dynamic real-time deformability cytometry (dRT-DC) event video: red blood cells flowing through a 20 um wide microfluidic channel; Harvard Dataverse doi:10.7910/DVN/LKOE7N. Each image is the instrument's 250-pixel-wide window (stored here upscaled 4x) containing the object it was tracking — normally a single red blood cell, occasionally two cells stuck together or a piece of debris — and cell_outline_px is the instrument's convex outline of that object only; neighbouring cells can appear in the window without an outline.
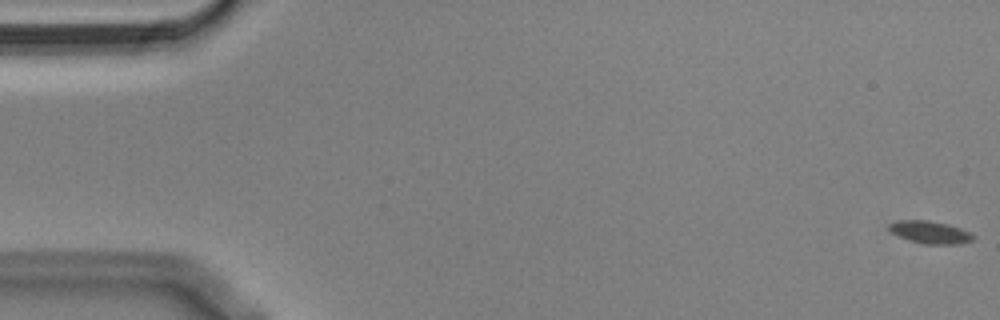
{"species": "Egyptian fruit bat (a non-hibernating species)", "species_latin": "Rousettus aegyptiacus", "temperature_condition": "cold", "stored_images_in_passage": 57, "camera_frame_rate_fps": 3000, "um_per_image_px": 0.085, "animal": {"sex": "male"}, "frame": {"image": 1, "passage_image": 1, "time_ms": 0.0, "image_size_px": [1000, 320], "cell_outline_px": [[976, 236], [972, 240], [960, 244], [924, 244], [908, 240], [892, 232], [888, 228], [888, 224], [900, 220], [928, 220], [948, 224], [960, 228]], "centroid_in_image_um": [79.06, 19.74], "position_along_channel_um": 5.9, "area_um2": 10.98}}
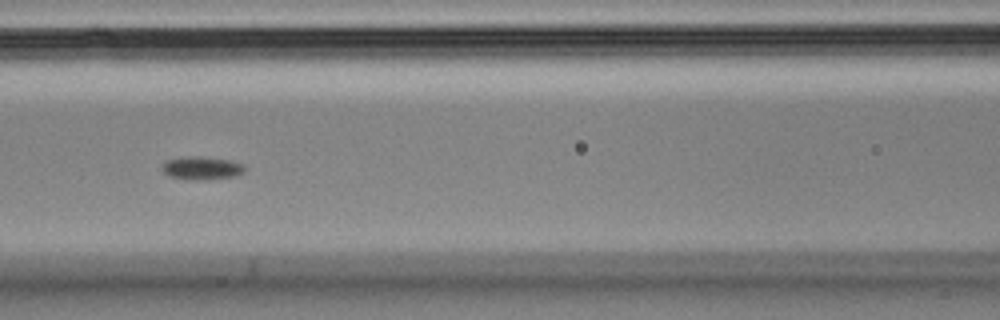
{"frame": {"image": 2, "passage_image": 25, "time_ms": 8.0, "image_size_px": [1000, 320], "cell_outline_px": [[244, 172], [236, 176], [208, 180], [188, 180], [168, 176], [160, 168], [160, 164], [168, 160], [184, 156], [200, 156], [228, 160], [244, 164]], "centroid_in_image_um": [17.11, 14.29], "position_along_channel_um": 149.5, "area_um2": 11.39}}
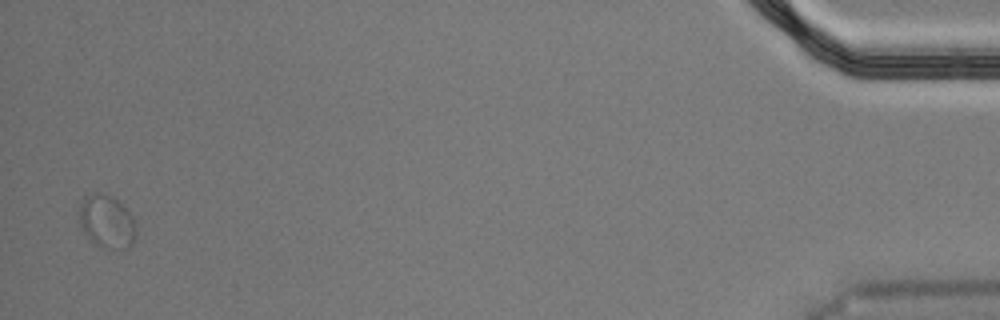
{"frame": {"image": 3, "passage_image": 56, "time_ms": 18.333, "image_size_px": [1000, 320], "cell_outline_px": [[136, 236], [128, 248], [108, 252], [96, 244], [84, 232], [80, 224], [76, 212], [80, 200], [84, 196], [96, 192], [108, 196], [116, 200], [132, 216], [136, 228]], "centroid_in_image_um": [9.03, 18.88], "position_along_channel_um": 426.2, "area_um2": 17.92}}